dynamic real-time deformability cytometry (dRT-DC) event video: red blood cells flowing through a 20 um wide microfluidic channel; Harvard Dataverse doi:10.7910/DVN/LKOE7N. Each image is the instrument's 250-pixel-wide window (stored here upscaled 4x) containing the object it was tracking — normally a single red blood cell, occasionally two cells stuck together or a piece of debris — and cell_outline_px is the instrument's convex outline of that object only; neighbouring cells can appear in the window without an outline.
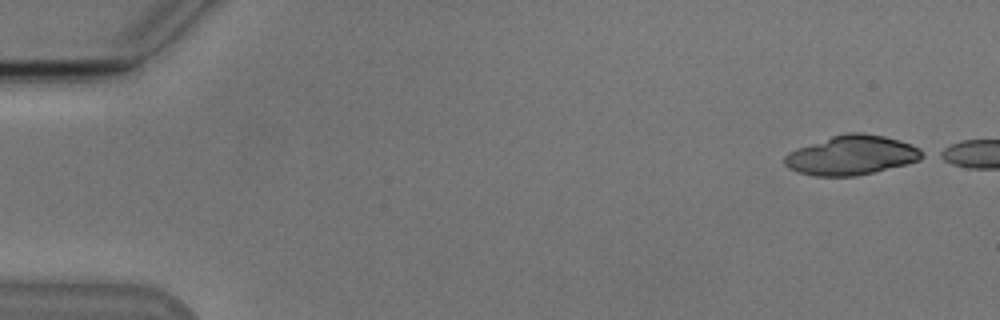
{"species": "Egyptian fruit bat (a non-hibernating species)", "species_latin": "Rousettus aegyptiacus", "temperature_condition": "cold", "stored_images_in_passage": 9, "camera_frame_rate_fps": 3000, "um_per_image_px": 0.085, "animal": {"sex": "male"}, "frame": {"image": 1, "passage_image": 1, "time_ms": 0.0, "image_size_px": [1000, 320], "cell_outline_px": [[928, 156], [920, 160], [908, 164], [856, 176], [812, 176], [788, 168], [784, 164], [784, 156], [788, 152], [796, 148], [844, 132], [864, 132], [884, 136], [900, 140], [912, 144], [928, 152]], "centroid_in_image_um": [72.44, 13.18], "position_along_channel_um": 12.6, "area_um2": 32.14}}